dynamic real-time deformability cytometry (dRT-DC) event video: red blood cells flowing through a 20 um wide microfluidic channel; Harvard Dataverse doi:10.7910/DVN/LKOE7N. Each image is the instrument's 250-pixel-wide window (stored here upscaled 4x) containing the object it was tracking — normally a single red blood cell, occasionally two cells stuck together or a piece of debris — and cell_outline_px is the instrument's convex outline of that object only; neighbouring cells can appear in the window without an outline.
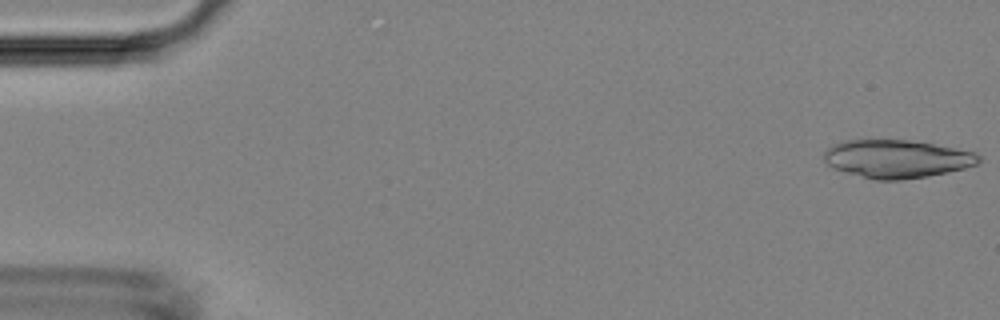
{"species": "Egyptian fruit bat (a non-hibernating species)", "species_latin": "Rousettus aegyptiacus", "temperature_condition": "room temperature", "stored_images_in_passage": 3, "camera_frame_rate_fps": 3000, "um_per_image_px": 0.085, "animal": {"sex": "female"}, "frame": {"image": 1, "passage_image": 1, "time_ms": 0.0, "image_size_px": [1000, 320], "cell_outline_px": [[980, 160], [976, 164], [964, 168], [928, 176], [900, 180], [876, 180], [832, 168], [824, 160], [824, 152], [832, 144], [840, 140], [908, 140], [956, 148], [976, 152], [980, 156]], "centroid_in_image_um": [76.2, 13.49], "position_along_channel_um": 8.8, "area_um2": 34.22}}